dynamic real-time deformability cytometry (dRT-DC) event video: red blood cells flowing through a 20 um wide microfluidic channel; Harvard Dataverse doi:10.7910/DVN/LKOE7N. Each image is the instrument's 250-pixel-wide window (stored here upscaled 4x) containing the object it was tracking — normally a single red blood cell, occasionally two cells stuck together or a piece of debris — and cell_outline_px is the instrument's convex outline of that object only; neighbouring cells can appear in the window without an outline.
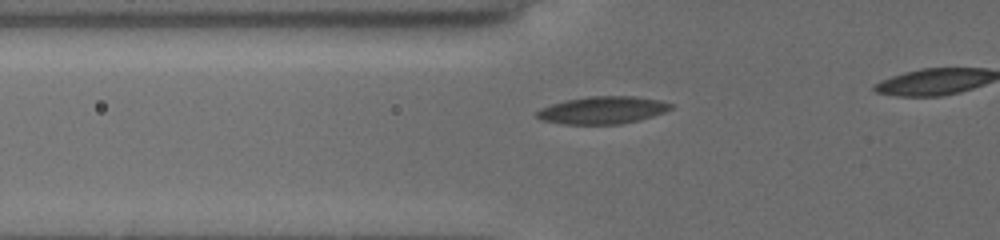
{"species": "common noctule bat (a hibernating species)", "species_latin": "Nyctalus noctula", "temperature_condition": "cold", "stored_images_in_passage": 44, "camera_frame_rate_fps": 3000, "um_per_image_px": 0.085, "animal": {"sex": "female", "body_mass_g": 19.5, "forearm_length_mm": 54.1}, "frame": {"image": 1, "passage_image": 18, "time_ms": 5.667, "image_size_px": [1000, 240], "cell_outline_px": [[672, 108], [664, 112], [652, 116], [620, 124], [568, 124], [544, 120], [536, 116], [536, 112], [552, 104], [564, 100], [588, 96], [636, 96], [656, 100], [672, 104]], "centroid_in_image_um": [51.22, 9.35], "position_along_channel_um": 74.6, "area_um2": 20.98}}
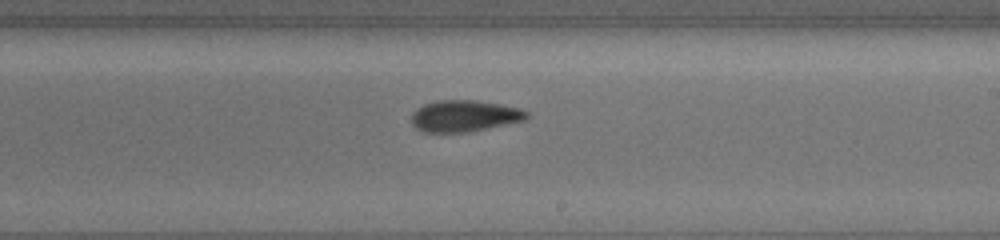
{"frame": {"image": 2, "passage_image": 32, "time_ms": 10.333, "image_size_px": [1000, 240], "cell_outline_px": [[528, 116], [524, 120], [468, 132], [424, 132], [416, 128], [412, 124], [412, 112], [416, 108], [424, 104], [436, 100], [476, 100], [500, 104], [516, 108], [528, 112]], "centroid_in_image_um": [39.42, 9.85], "position_along_channel_um": 249.6, "area_um2": 20.98}}
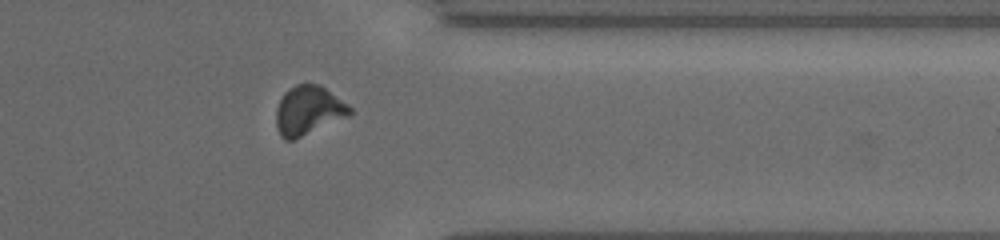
{"frame": {"image": 3, "passage_image": 43, "time_ms": 14.0, "image_size_px": [1000, 240], "cell_outline_px": [[352, 112], [348, 116], [296, 140], [284, 140], [280, 136], [276, 124], [276, 108], [284, 92], [288, 88], [296, 84], [320, 84], [348, 104], [352, 108]], "centroid_in_image_um": [26.2, 9.4], "position_along_channel_um": 385.2, "area_um2": 21.27}}